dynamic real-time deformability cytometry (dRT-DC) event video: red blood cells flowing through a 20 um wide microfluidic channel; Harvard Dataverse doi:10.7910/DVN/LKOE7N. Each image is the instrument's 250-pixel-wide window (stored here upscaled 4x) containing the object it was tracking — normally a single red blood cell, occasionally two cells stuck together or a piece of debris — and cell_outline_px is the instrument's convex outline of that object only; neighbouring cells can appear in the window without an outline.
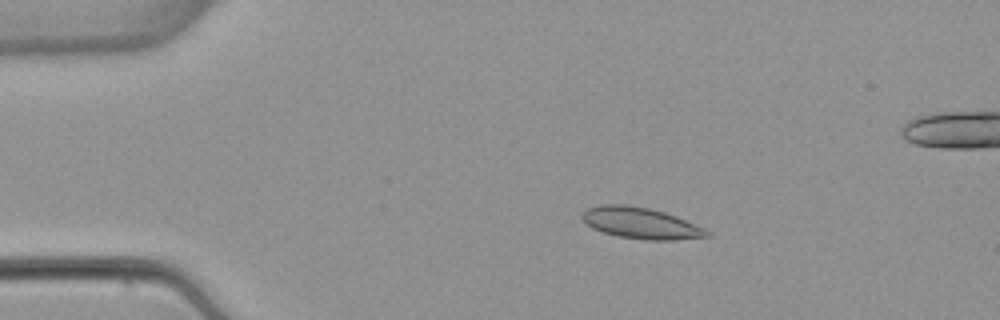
{"species": "common noctule bat (a hibernating species)", "species_latin": "Nyctalus noctula", "temperature_condition": "warm", "stored_images_in_passage": 5, "camera_frame_rate_fps": 3000, "um_per_image_px": 0.085, "animal": {"sex": "female", "body_mass_g": 22.7, "forearm_length_mm": 54.2}, "frame": {"image": 1, "passage_image": 2, "time_ms": 1.333, "image_size_px": [1000, 320], "cell_outline_px": [[712, 236], [676, 240], [648, 240], [620, 236], [604, 232], [592, 228], [580, 216], [588, 208], [600, 204], [628, 204], [648, 208], [664, 212], [676, 216], [704, 228], [712, 232]], "centroid_in_image_um": [54.5, 18.96], "position_along_channel_um": 30.5, "area_um2": 22.66}}
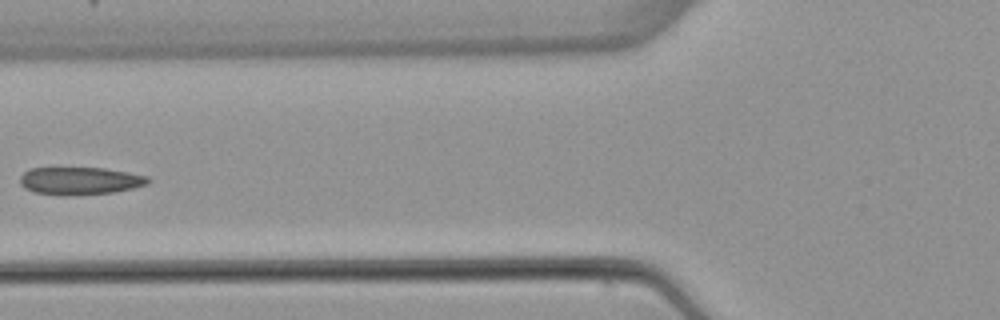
{"frame": {"image": 2, "passage_image": 5, "time_ms": 5.0, "image_size_px": [1000, 320], "cell_outline_px": [[152, 180], [148, 184], [132, 188], [112, 192], [68, 196], [60, 196], [36, 192], [24, 188], [20, 184], [20, 176], [28, 168], [104, 168], [128, 172], [148, 176]], "centroid_in_image_um": [6.79, 15.37], "position_along_channel_um": 119.0, "area_um2": 20.75}}